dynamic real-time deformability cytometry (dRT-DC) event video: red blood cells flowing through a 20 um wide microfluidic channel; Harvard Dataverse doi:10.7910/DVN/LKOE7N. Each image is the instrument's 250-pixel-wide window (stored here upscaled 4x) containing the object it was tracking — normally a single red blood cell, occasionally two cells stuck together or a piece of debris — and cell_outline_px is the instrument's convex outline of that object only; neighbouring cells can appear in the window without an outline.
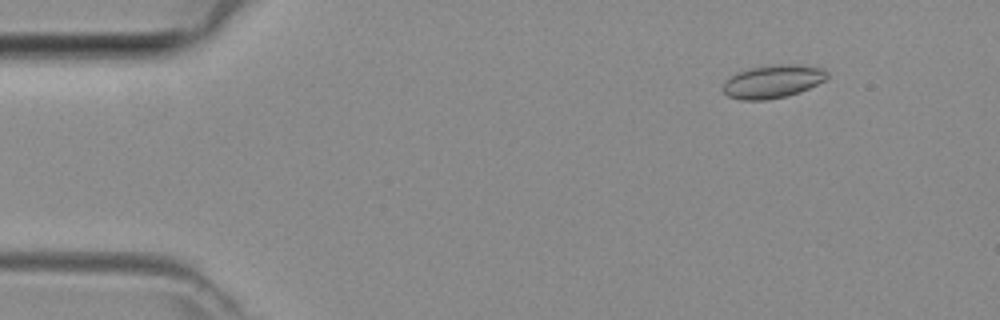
{"species": "common noctule bat (a hibernating species)", "species_latin": "Nyctalus noctula", "temperature_condition": "room temperature", "stored_images_in_passage": 12, "camera_frame_rate_fps": 3000, "um_per_image_px": 0.085, "animal": {"sex": "female", "body_mass_g": 29.2, "forearm_length_mm": 56.3}, "frame": {"image": 1, "passage_image": 2, "time_ms": 0.333, "image_size_px": [1000, 320], "cell_outline_px": [[828, 76], [824, 80], [808, 88], [784, 96], [764, 100], [740, 100], [728, 96], [720, 88], [732, 76], [748, 68], [780, 64], [796, 64], [824, 68], [828, 72]], "centroid_in_image_um": [65.68, 6.92], "position_along_channel_um": 19.3, "area_um2": 19.77}}
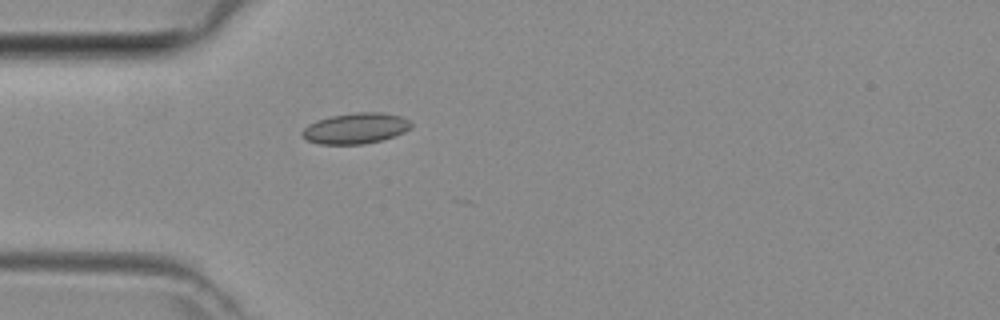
{"frame": {"image": 2, "passage_image": 10, "time_ms": 3.0, "image_size_px": [1000, 320], "cell_outline_px": [[412, 124], [404, 132], [380, 140], [364, 144], [320, 144], [308, 140], [300, 136], [300, 132], [308, 124], [316, 120], [332, 116], [356, 112], [380, 112], [400, 116], [408, 120]], "centroid_in_image_um": [30.17, 10.9], "position_along_channel_um": 54.8, "area_um2": 19.36}}